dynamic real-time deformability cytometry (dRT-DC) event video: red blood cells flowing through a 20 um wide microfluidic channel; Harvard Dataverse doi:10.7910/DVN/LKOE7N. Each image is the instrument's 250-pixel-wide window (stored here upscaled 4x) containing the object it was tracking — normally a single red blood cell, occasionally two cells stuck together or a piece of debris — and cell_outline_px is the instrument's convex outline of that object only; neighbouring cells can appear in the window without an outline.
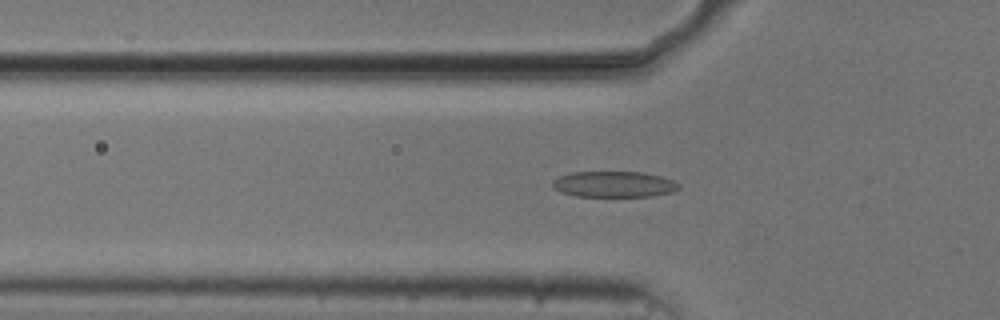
{"species": "common noctule bat (a hibernating species)", "species_latin": "Nyctalus noctula", "temperature_condition": "cold", "stored_images_in_passage": 30, "camera_frame_rate_fps": 3000, "um_per_image_px": 0.085, "animal": {"sex": "male", "body_mass_g": 20.5, "forearm_length_mm": 52.5}, "frame": {"image": 1, "passage_image": 18, "time_ms": 5.667, "image_size_px": [1000, 320], "cell_outline_px": [[680, 188], [672, 192], [652, 196], [576, 196], [560, 192], [552, 188], [552, 180], [560, 176], [572, 172], [644, 172], [660, 176], [672, 180], [680, 184]], "centroid_in_image_um": [52.17, 15.66], "position_along_channel_um": 73.6, "area_um2": 19.13}}
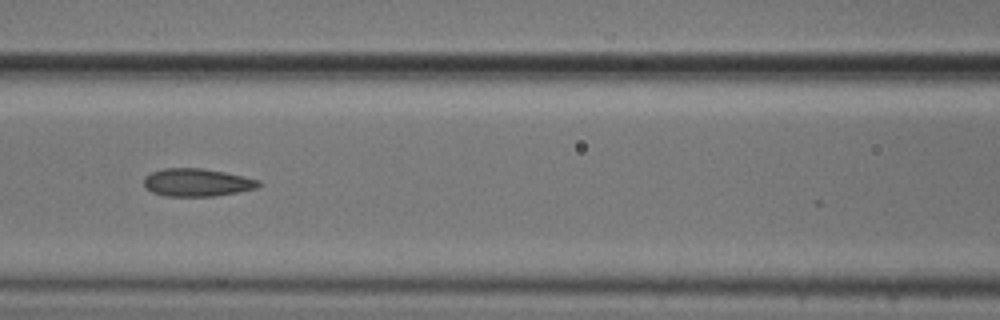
{"frame": {"image": 2, "passage_image": 24, "time_ms": 7.667, "image_size_px": [1000, 320], "cell_outline_px": [[260, 184], [256, 188], [236, 192], [212, 196], [164, 196], [152, 192], [144, 184], [144, 176], [152, 172], [164, 168], [204, 168], [244, 176], [260, 180]], "centroid_in_image_um": [16.73, 15.5], "position_along_channel_um": 149.9, "area_um2": 18.5}}
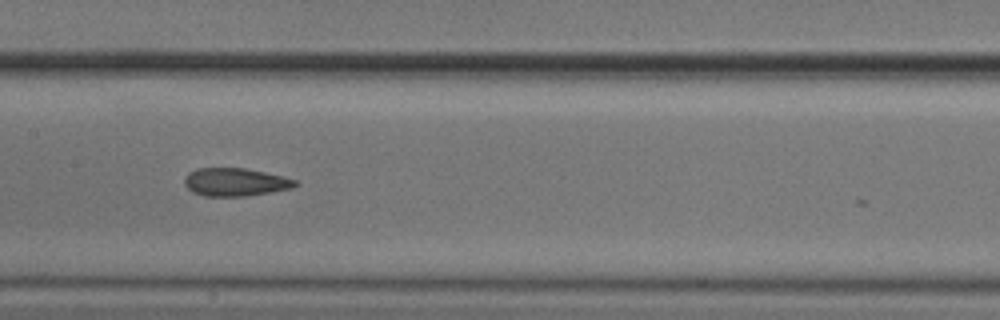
{"frame": {"image": 3, "passage_image": 27, "time_ms": 8.667, "image_size_px": [1000, 320], "cell_outline_px": [[300, 184], [292, 188], [248, 196], [204, 196], [192, 192], [184, 184], [184, 176], [188, 172], [196, 168], [244, 168], [284, 176], [296, 180]], "centroid_in_image_um": [19.99, 15.47], "position_along_channel_um": 187.4, "area_um2": 18.26}}